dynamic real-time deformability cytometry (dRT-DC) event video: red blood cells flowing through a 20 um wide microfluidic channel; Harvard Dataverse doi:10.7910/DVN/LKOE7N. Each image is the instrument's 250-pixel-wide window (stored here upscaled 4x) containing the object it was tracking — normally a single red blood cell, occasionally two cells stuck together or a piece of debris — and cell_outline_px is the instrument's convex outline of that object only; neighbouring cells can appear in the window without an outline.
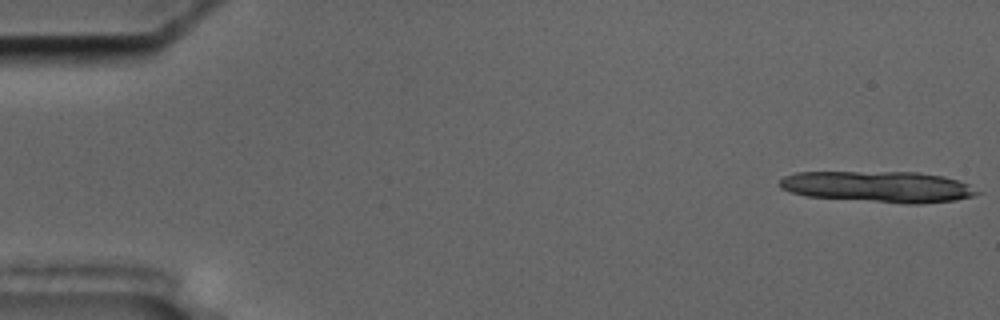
{"species": "common noctule bat (a hibernating species)", "species_latin": "Nyctalus noctula", "temperature_condition": "cold", "stored_images_in_passage": 13, "camera_frame_rate_fps": 3000, "um_per_image_px": 0.085, "animal": {"sex": "male", "body_mass_g": 17.5, "forearm_length_mm": 52.3}, "frame": {"image": 1, "passage_image": 1, "time_ms": 0.0, "image_size_px": [1000, 320], "cell_outline_px": [[984, 192], [972, 196], [956, 200], [920, 204], [904, 204], [808, 196], [792, 192], [780, 188], [776, 184], [784, 176], [796, 172], [920, 172], [944, 176], [968, 184]], "centroid_in_image_um": [74.68, 15.87], "position_along_channel_um": 10.3, "area_um2": 36.13}}